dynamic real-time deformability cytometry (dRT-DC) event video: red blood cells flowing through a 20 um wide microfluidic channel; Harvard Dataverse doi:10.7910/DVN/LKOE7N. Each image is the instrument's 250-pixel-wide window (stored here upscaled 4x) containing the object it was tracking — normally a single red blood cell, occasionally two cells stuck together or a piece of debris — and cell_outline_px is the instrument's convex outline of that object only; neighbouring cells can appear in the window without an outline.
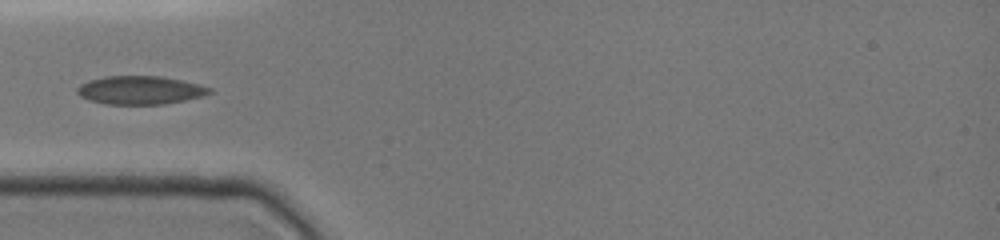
{"species": "common noctule bat (a hibernating species)", "species_latin": "Nyctalus noctula", "temperature_condition": "cold", "stored_images_in_passage": 6, "camera_frame_rate_fps": 3000, "um_per_image_px": 0.085, "animal": {"sex": "female", "body_mass_g": 19.0, "forearm_length_mm": 51.5}, "frame": {"image": 1, "passage_image": 1, "time_ms": 0.0, "image_size_px": [1000, 240], "cell_outline_px": [[212, 92], [204, 96], [164, 104], [104, 104], [88, 100], [80, 96], [76, 92], [76, 88], [80, 84], [88, 80], [104, 76], [160, 76], [200, 84], [212, 88]], "centroid_in_image_um": [11.89, 7.66], "position_along_channel_um": 73.1, "area_um2": 22.02}}
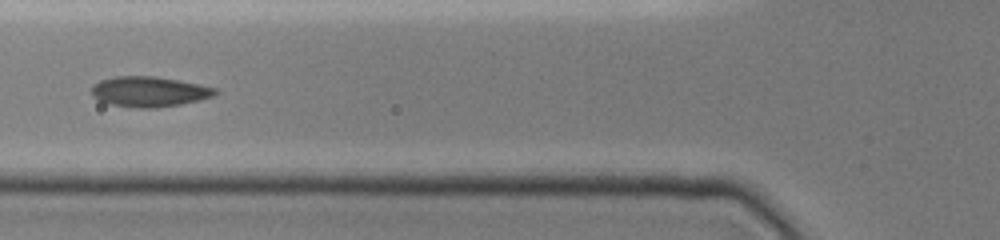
{"frame": {"image": 2, "passage_image": 5, "time_ms": 1.0, "image_size_px": [1000, 240], "cell_outline_px": [[220, 92], [212, 96], [180, 104], [156, 108], [140, 108], [112, 104], [100, 100], [92, 96], [92, 84], [100, 80], [116, 76], [156, 76], [180, 80], [200, 84], [216, 88]], "centroid_in_image_um": [12.68, 7.77], "position_along_channel_um": 113.1, "area_um2": 21.73}}